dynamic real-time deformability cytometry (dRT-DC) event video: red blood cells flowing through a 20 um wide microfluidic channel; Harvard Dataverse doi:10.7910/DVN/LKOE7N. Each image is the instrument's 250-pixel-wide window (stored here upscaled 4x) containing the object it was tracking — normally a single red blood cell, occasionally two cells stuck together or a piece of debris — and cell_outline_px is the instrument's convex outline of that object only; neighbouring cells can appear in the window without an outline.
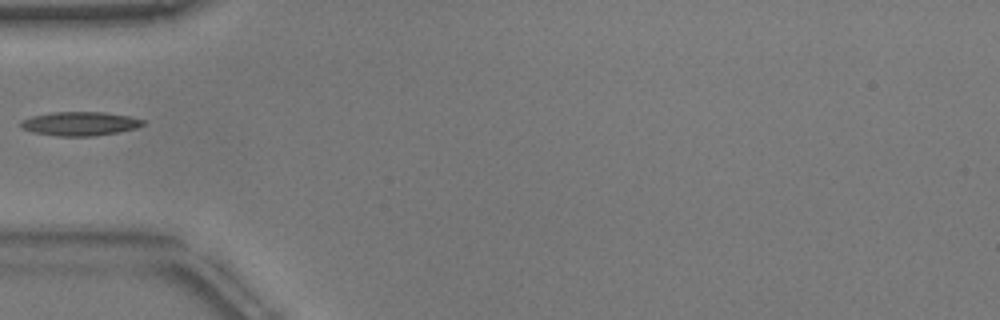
{"species": "common noctule bat (a hibernating species)", "species_latin": "Nyctalus noctula", "temperature_condition": "warm", "stored_images_in_passage": 36, "camera_frame_rate_fps": 3000, "um_per_image_px": 0.085, "animal": {"sex": "male", "body_mass_g": 17.9}, "frame": {"image": 1, "passage_image": 1, "time_ms": 0.0, "image_size_px": [1000, 320], "cell_outline_px": [[144, 124], [136, 128], [116, 132], [92, 136], [56, 136], [32, 132], [20, 128], [20, 120], [32, 116], [52, 112], [104, 112], [128, 116], [144, 120]], "centroid_in_image_um": [6.73, 10.51], "position_along_channel_um": 78.3, "area_um2": 16.99}}
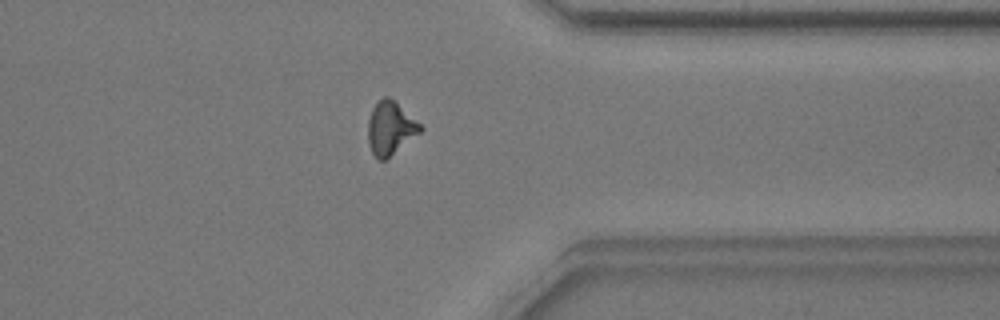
{"frame": {"image": 2, "passage_image": 25, "time_ms": 8.0, "image_size_px": [1000, 320], "cell_outline_px": [[424, 128], [420, 132], [384, 160], [376, 160], [368, 144], [368, 120], [372, 108], [384, 96], [388, 96], [420, 124]], "centroid_in_image_um": [33.14, 10.91], "position_along_channel_um": 378.3, "area_um2": 15.78}}
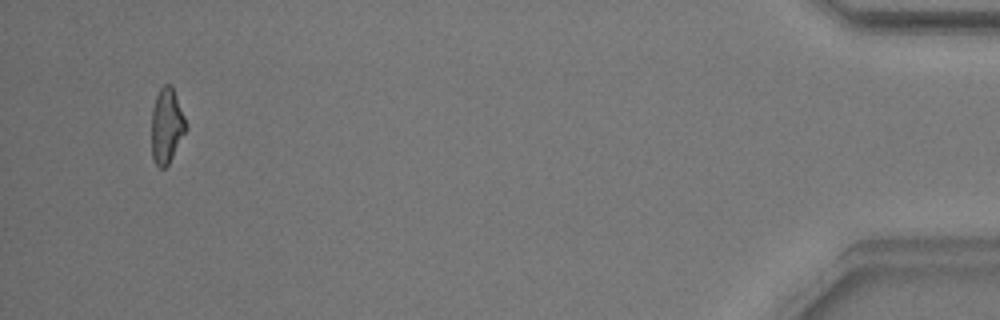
{"frame": {"image": 3, "passage_image": 34, "time_ms": 11.0, "image_size_px": [1000, 320], "cell_outline_px": [[188, 128], [168, 164], [164, 168], [160, 168], [156, 164], [152, 156], [152, 108], [156, 96], [160, 88], [164, 84], [172, 84], [188, 124]], "centroid_in_image_um": [14.19, 10.66], "position_along_channel_um": 421.0, "area_um2": 15.2}}